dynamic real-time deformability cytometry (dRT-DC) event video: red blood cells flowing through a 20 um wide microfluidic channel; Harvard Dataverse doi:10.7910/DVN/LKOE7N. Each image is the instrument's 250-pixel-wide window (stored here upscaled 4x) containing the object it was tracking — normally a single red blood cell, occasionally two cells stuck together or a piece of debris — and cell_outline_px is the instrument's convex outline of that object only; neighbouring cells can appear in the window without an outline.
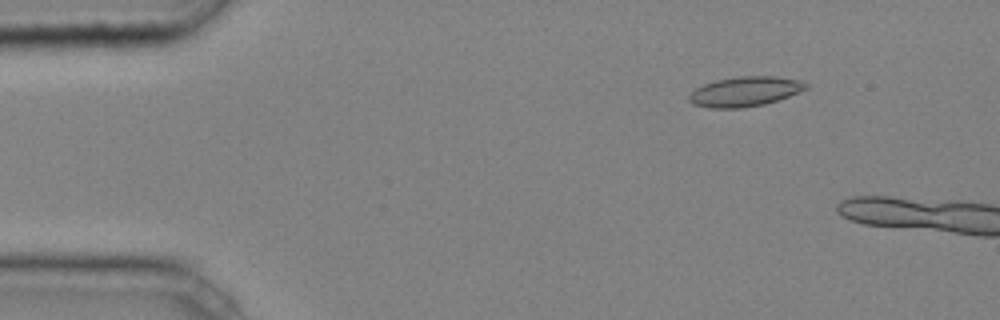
{"species": "common noctule bat (a hibernating species)", "species_latin": "Nyctalus noctula", "temperature_condition": "cold", "stored_images_in_passage": 2, "camera_frame_rate_fps": 3000, "um_per_image_px": 0.085, "animal": {"sex": "male", "body_mass_g": 20.4}, "frame": {"image": 1, "passage_image": 1, "time_ms": 0.0, "image_size_px": [1000, 320], "cell_outline_px": [[808, 88], [788, 96], [764, 104], [744, 108], [708, 108], [692, 104], [688, 100], [688, 96], [696, 88], [704, 84], [716, 80], [740, 76], [776, 76], [800, 80], [808, 84]], "centroid_in_image_um": [63.3, 7.78], "position_along_channel_um": 21.7, "area_um2": 20.29}}